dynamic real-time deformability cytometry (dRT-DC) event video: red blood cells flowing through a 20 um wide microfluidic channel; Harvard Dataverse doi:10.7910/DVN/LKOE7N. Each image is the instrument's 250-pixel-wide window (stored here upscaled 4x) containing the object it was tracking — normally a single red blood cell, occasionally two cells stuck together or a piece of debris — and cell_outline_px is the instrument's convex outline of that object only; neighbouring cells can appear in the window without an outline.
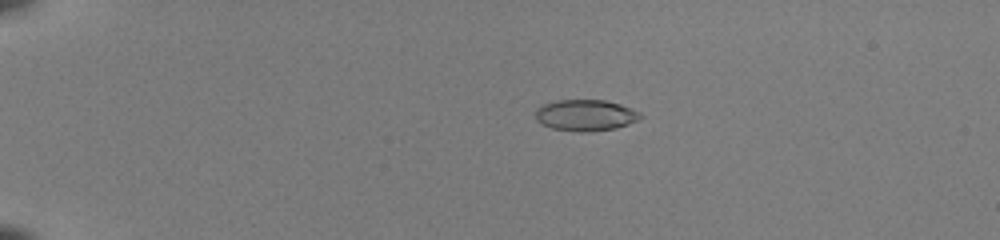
{"species": "common noctule bat (a hibernating species)", "species_latin": "Nyctalus noctula", "temperature_condition": "room temperature", "stored_images_in_passage": 53, "camera_frame_rate_fps": 3000, "um_per_image_px": 0.085, "animal": {"sex": "female", "body_mass_g": 22.0, "forearm_length_mm": 56.7}, "frame": {"image": 1, "passage_image": 14, "time_ms": 4.333, "image_size_px": [1000, 240], "cell_outline_px": [[644, 116], [628, 124], [616, 128], [584, 132], [580, 132], [552, 128], [536, 120], [536, 108], [544, 104], [556, 100], [604, 100], [620, 104], [640, 112]], "centroid_in_image_um": [49.77, 9.79], "position_along_channel_um": 35.2, "area_um2": 18.96}}
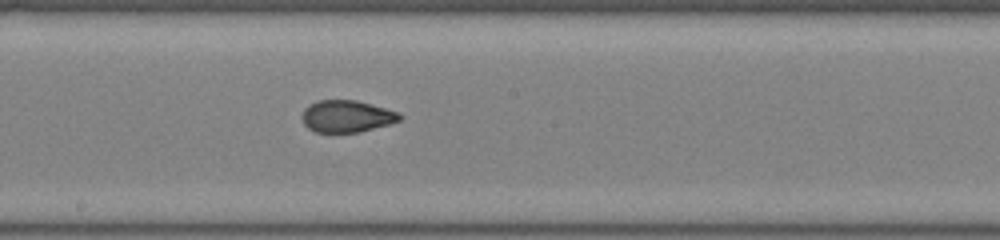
{"frame": {"image": 2, "passage_image": 33, "time_ms": 10.667, "image_size_px": [1000, 240], "cell_outline_px": [[404, 116], [400, 120], [388, 124], [360, 132], [316, 132], [308, 128], [304, 124], [304, 108], [308, 104], [316, 100], [356, 100], [400, 112]], "centroid_in_image_um": [29.5, 9.87], "position_along_channel_um": 218.7, "area_um2": 18.15}}
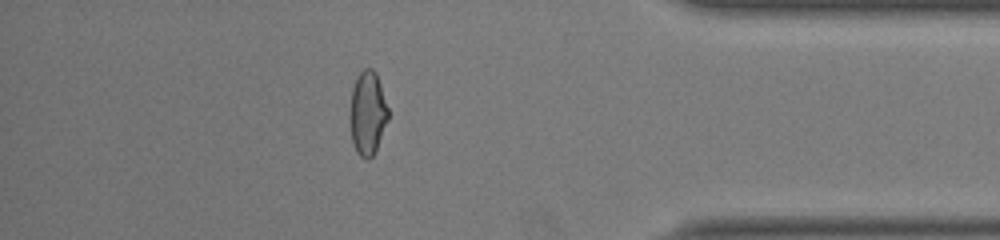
{"frame": {"image": 3, "passage_image": 48, "time_ms": 15.667, "image_size_px": [1000, 240], "cell_outline_px": [[388, 120], [376, 148], [372, 156], [368, 160], [364, 160], [356, 152], [352, 140], [348, 116], [352, 88], [356, 76], [364, 68], [372, 68], [376, 72], [388, 108]], "centroid_in_image_um": [31.21, 9.61], "position_along_channel_um": 404.0, "area_um2": 18.9}, "authors_computed_cell_mechanics": {"area_um2": 18.9584, "velocity_mm_per_s": 4.1183, "shape_relaxation_time_tau1_ms": 8.8174, "shape_relaxation_time_tau2_ms": null, "deformation_change_tau1": 0.2688, "deformation_change_tau2": null}}